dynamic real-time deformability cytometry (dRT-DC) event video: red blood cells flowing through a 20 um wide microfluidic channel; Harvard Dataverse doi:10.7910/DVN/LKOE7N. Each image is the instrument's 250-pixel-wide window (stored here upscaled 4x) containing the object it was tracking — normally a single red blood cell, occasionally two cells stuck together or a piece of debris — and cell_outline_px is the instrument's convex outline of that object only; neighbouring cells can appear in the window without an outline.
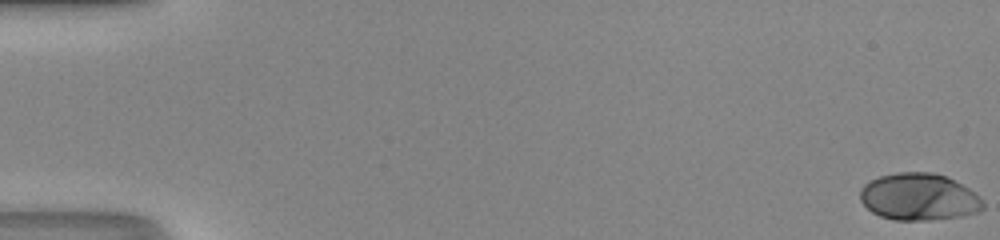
{"species": "human", "species_latin": "Homo sapiens", "temperature_condition": "room temperature", "stored_images_in_passage": 16, "camera_frame_rate_fps": 3000, "um_per_image_px": 0.085, "donor": {"sex": "male"}, "frame": {"image": 1, "passage_image": 1, "time_ms": 0.0, "image_size_px": [1000, 240], "cell_outline_px": [[984, 208], [976, 212], [964, 216], [928, 220], [896, 220], [880, 216], [872, 212], [860, 200], [860, 188], [868, 180], [880, 176], [896, 172], [932, 172], [944, 176], [968, 188], [980, 196], [984, 204]], "centroid_in_image_um": [78.09, 16.74], "position_along_channel_um": 6.9, "area_um2": 33.7}}